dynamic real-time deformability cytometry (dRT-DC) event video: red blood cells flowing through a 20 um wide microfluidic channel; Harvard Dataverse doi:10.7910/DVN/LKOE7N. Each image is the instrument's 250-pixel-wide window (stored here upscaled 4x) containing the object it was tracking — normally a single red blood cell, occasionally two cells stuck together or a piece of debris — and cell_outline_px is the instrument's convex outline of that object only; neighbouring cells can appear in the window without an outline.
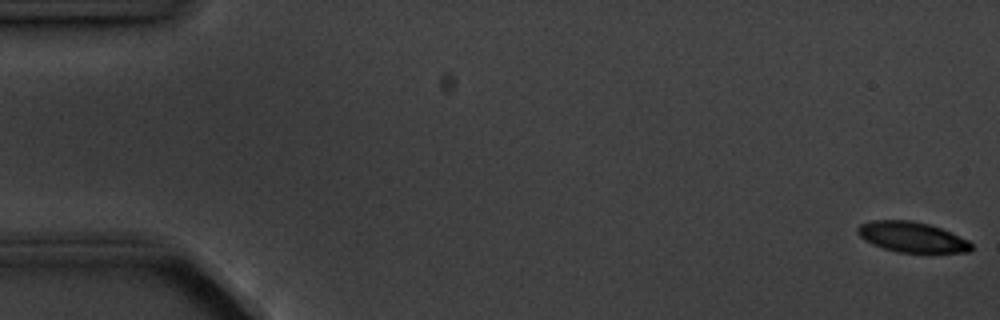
{"species": "common noctule bat (a hibernating species)", "species_latin": "Nyctalus noctula", "temperature_condition": "cold", "stored_images_in_passage": 6, "camera_frame_rate_fps": 3000, "um_per_image_px": 0.085, "animal": {"sex": "male", "body_mass_g": 20.1, "forearm_length_mm": 53.5}, "frame": {"image": 1, "passage_image": 1, "time_ms": 0.0, "image_size_px": [1000, 320], "cell_outline_px": [[972, 248], [968, 252], [896, 252], [872, 244], [864, 240], [856, 232], [856, 228], [860, 224], [872, 220], [912, 220], [928, 224], [940, 228], [968, 240], [972, 244]], "centroid_in_image_um": [77.47, 20.14], "position_along_channel_um": 7.5, "area_um2": 20.0}}